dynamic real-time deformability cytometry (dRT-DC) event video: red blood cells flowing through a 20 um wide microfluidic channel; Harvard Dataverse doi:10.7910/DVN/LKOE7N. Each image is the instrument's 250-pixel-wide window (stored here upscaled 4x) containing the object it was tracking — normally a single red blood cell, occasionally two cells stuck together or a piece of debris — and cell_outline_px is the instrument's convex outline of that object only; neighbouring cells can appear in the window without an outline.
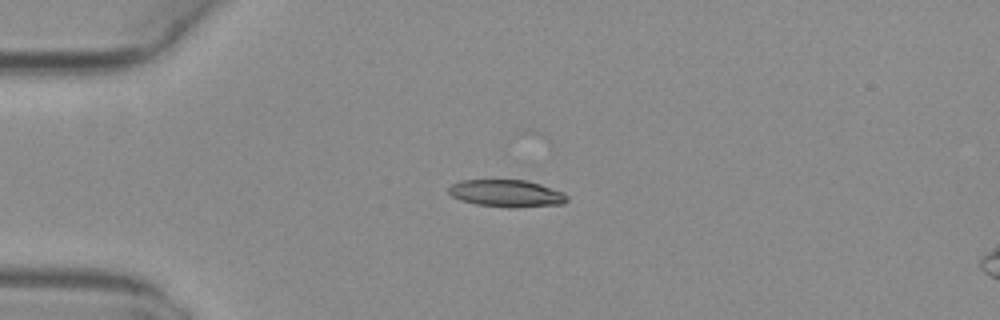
{"species": "common noctule bat (a hibernating species)", "species_latin": "Nyctalus noctula", "temperature_condition": "warm", "stored_images_in_passage": 30, "camera_frame_rate_fps": 3000, "um_per_image_px": 0.085, "animal": {"sex": "female", "body_mass_g": 29.2, "forearm_length_mm": 56.3}, "frame": {"image": 1, "passage_image": 1, "time_ms": 0.0, "image_size_px": [1000, 320], "cell_outline_px": [[568, 200], [564, 204], [516, 208], [508, 208], [476, 204], [460, 200], [452, 196], [448, 192], [448, 188], [452, 184], [460, 180], [528, 180], [564, 192], [568, 196]], "centroid_in_image_um": [43.08, 16.44], "position_along_channel_um": 41.9, "area_um2": 19.02}}
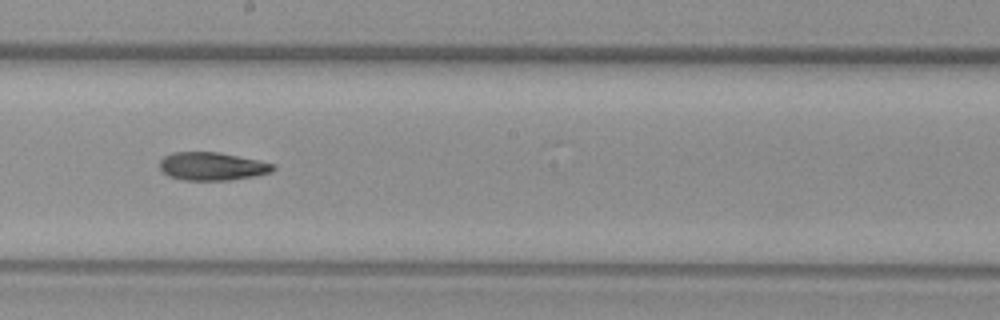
{"frame": {"image": 2, "passage_image": 17, "time_ms": 5.333, "image_size_px": [1000, 320], "cell_outline_px": [[276, 168], [272, 172], [256, 176], [232, 180], [184, 180], [168, 176], [160, 168], [160, 160], [164, 156], [172, 152], [220, 152], [276, 164]], "centroid_in_image_um": [18.06, 14.14], "position_along_channel_um": 230.1, "area_um2": 18.73}}
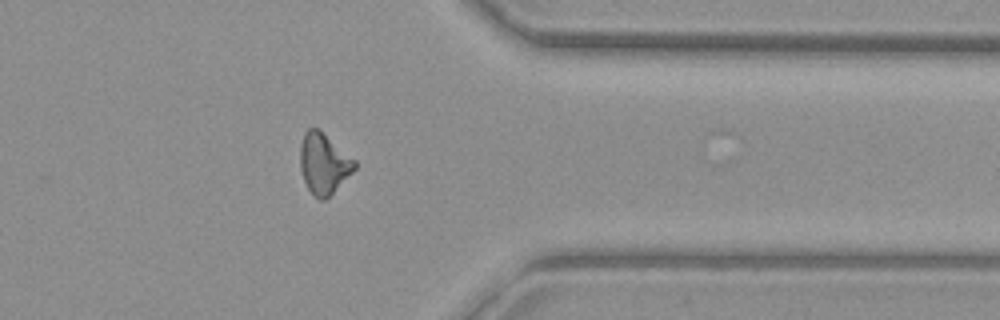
{"frame": {"image": 3, "passage_image": 29, "time_ms": 9.333, "image_size_px": [1000, 320], "cell_outline_px": [[356, 168], [324, 200], [320, 200], [312, 196], [304, 180], [300, 168], [300, 144], [304, 132], [308, 128], [316, 128], [356, 160]], "centroid_in_image_um": [27.49, 13.91], "position_along_channel_um": 383.9, "area_um2": 18.9}}